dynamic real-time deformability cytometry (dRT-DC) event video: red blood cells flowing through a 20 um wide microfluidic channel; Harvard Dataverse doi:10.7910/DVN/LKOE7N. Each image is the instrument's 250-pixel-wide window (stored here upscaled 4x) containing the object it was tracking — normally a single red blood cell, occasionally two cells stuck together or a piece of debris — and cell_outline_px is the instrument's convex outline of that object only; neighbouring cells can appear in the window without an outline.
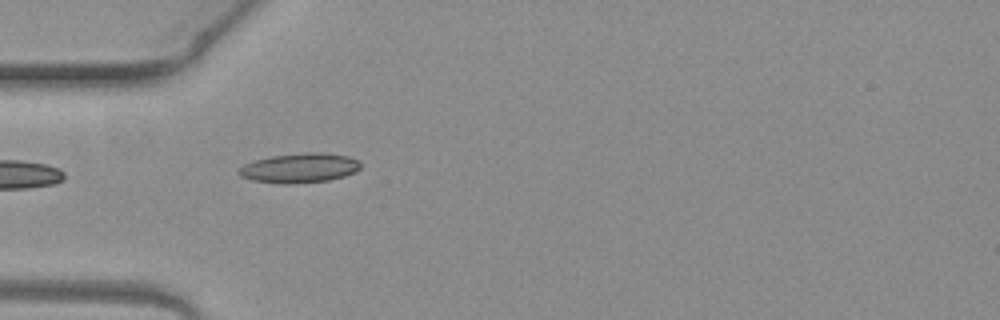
{"species": "common noctule bat (a hibernating species)", "species_latin": "Nyctalus noctula", "temperature_condition": "warm", "stored_images_in_passage": 4, "camera_frame_rate_fps": 3000, "um_per_image_px": 0.085, "animal": {"sex": "female", "body_mass_g": 19.3, "forearm_length_mm": 54.1}, "frame": {"image": 1, "passage_image": 4, "time_ms": 1.0, "image_size_px": [1000, 320], "cell_outline_px": [[360, 168], [356, 172], [344, 176], [328, 180], [252, 180], [240, 176], [236, 172], [244, 164], [256, 160], [272, 156], [304, 152], [324, 152], [348, 156], [360, 160]], "centroid_in_image_um": [25.54, 14.2], "position_along_channel_um": 59.5, "area_um2": 19.88}}